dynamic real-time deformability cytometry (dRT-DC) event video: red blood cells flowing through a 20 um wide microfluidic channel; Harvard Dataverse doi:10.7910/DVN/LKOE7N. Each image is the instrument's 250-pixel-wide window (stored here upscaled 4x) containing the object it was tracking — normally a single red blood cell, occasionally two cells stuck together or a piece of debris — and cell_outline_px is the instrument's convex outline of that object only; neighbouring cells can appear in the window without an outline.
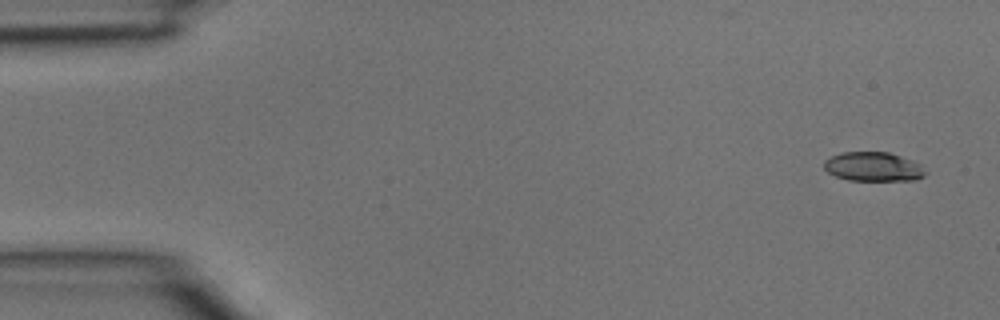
{"species": "common noctule bat (a hibernating species)", "species_latin": "Nyctalus noctula", "temperature_condition": "room temperature", "stored_images_in_passage": 4, "camera_frame_rate_fps": 3000, "um_per_image_px": 0.085, "animal": {"sex": "male", "body_mass_g": 15.6}, "frame": {"image": 1, "passage_image": 1, "time_ms": 0.0, "image_size_px": [1000, 320], "cell_outline_px": [[924, 176], [916, 180], [848, 180], [836, 176], [828, 172], [824, 168], [824, 160], [840, 152], [888, 152], [912, 160], [920, 164], [924, 172]], "centroid_in_image_um": [74.2, 14.16], "position_along_channel_um": 10.8, "area_um2": 17.11}}